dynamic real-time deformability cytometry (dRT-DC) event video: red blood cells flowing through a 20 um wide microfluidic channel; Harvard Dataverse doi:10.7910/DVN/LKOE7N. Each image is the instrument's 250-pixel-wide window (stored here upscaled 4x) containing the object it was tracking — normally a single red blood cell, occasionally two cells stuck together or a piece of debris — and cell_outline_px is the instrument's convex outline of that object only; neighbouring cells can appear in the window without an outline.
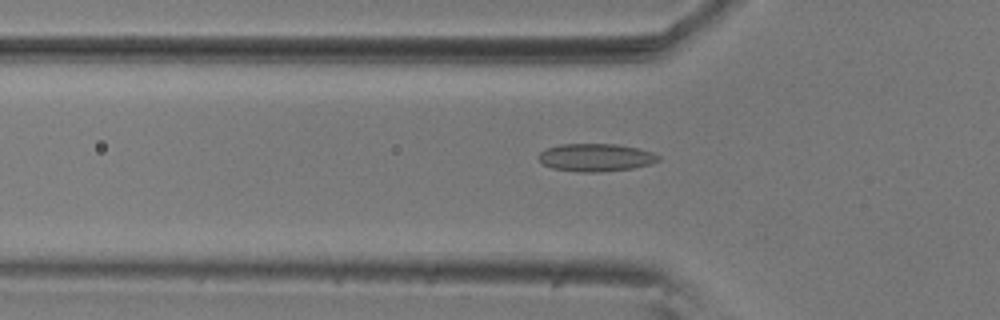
{"species": "common noctule bat (a hibernating species)", "species_latin": "Nyctalus noctula", "temperature_condition": "room temperature", "stored_images_in_passage": 48, "camera_frame_rate_fps": 3000, "um_per_image_px": 0.085, "animal": {"sex": "male", "body_mass_g": 20.5, "forearm_length_mm": 52.5}, "frame": {"image": 1, "passage_image": 16, "time_ms": 5.0, "image_size_px": [1000, 320], "cell_outline_px": [[660, 160], [648, 164], [632, 168], [600, 172], [580, 172], [552, 168], [544, 164], [536, 156], [544, 148], [560, 144], [616, 144], [640, 148], [652, 152], [660, 156]], "centroid_in_image_um": [50.62, 13.37], "position_along_channel_um": 75.2, "area_um2": 19.48}}
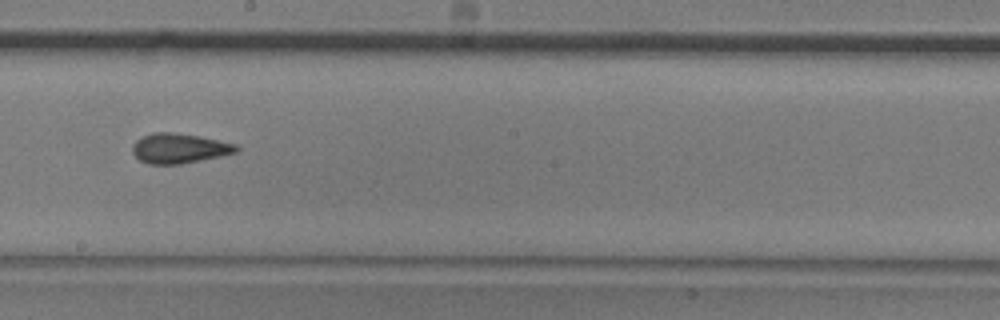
{"frame": {"image": 2, "passage_image": 29, "time_ms": 9.333, "image_size_px": [1000, 320], "cell_outline_px": [[240, 148], [236, 152], [220, 156], [180, 164], [148, 164], [140, 160], [132, 152], [132, 144], [140, 136], [152, 132], [172, 132], [200, 136], [236, 144]], "centroid_in_image_um": [15.2, 12.59], "position_along_channel_um": 233.0, "area_um2": 18.15}}
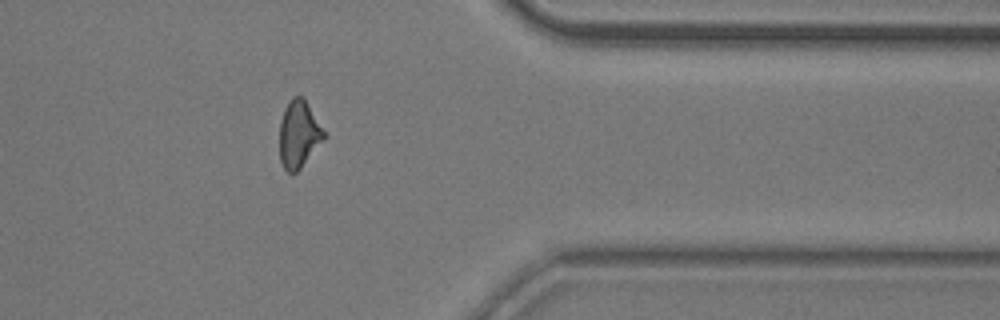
{"frame": {"image": 3, "passage_image": 43, "time_ms": 14.0, "image_size_px": [1000, 320], "cell_outline_px": [[328, 136], [300, 168], [296, 172], [288, 172], [284, 168], [280, 160], [280, 120], [284, 108], [292, 96], [304, 96]], "centroid_in_image_um": [25.42, 11.37], "position_along_channel_um": 386.0, "area_um2": 17.63}}